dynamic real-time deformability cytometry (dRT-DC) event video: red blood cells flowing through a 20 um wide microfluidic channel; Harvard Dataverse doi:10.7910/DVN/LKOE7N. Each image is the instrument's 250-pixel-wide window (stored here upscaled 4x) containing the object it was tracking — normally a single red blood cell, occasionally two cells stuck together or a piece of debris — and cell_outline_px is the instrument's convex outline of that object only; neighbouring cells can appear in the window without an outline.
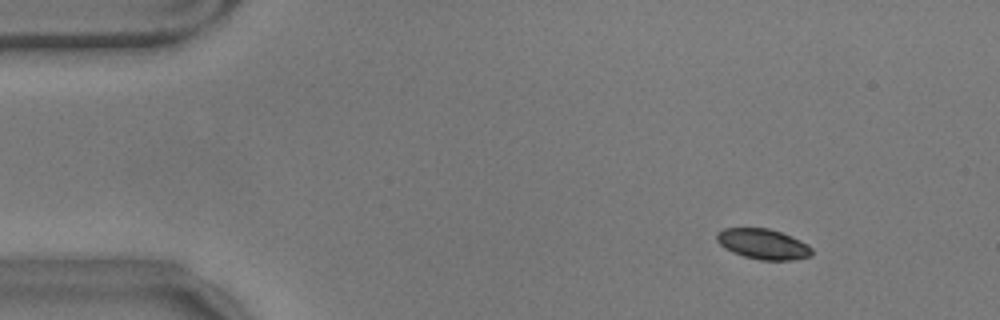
{"species": "common noctule bat (a hibernating species)", "species_latin": "Nyctalus noctula", "temperature_condition": "warm", "stored_images_in_passage": 52, "camera_frame_rate_fps": 3000, "um_per_image_px": 0.085, "animal": {"sex": "male", "body_mass_g": 17.9}, "frame": {"image": 1, "passage_image": 1, "time_ms": 0.0, "image_size_px": [1000, 320], "cell_outline_px": [[812, 256], [792, 260], [760, 260], [744, 256], [732, 252], [724, 248], [716, 240], [716, 232], [724, 228], [768, 228], [792, 236], [808, 244], [812, 248]], "centroid_in_image_um": [64.86, 20.74], "position_along_channel_um": 20.1, "area_um2": 16.94}}
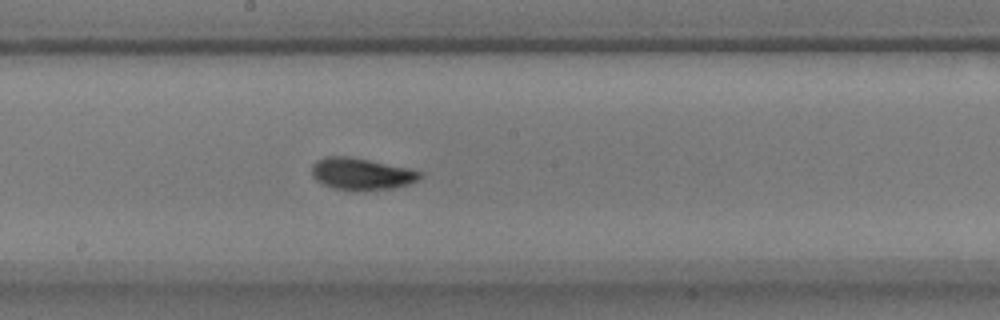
{"frame": {"image": 2, "passage_image": 25, "time_ms": 8.0, "image_size_px": [1000, 320], "cell_outline_px": [[424, 176], [408, 184], [392, 188], [364, 192], [332, 188], [316, 180], [312, 176], [312, 164], [316, 160], [324, 156], [352, 156], [412, 168], [424, 172]], "centroid_in_image_um": [30.75, 14.77], "position_along_channel_um": 217.5, "area_um2": 20.75}}
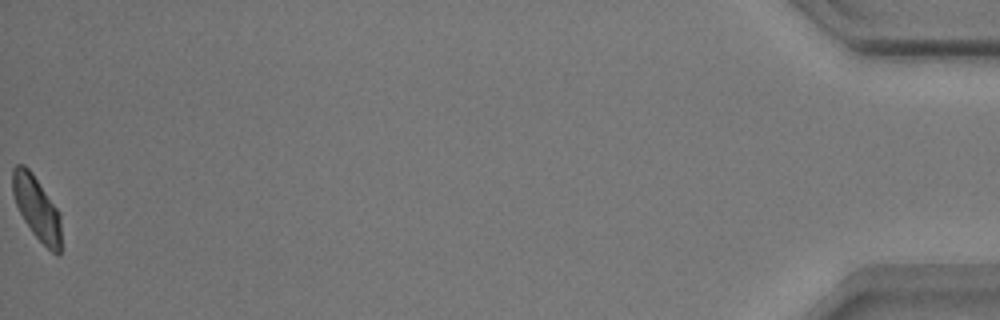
{"frame": {"image": 3, "passage_image": 52, "time_ms": 17.0, "image_size_px": [1000, 320], "cell_outline_px": [[60, 252], [56, 256], [32, 232], [24, 220], [16, 204], [12, 192], [12, 168], [16, 164], [24, 164], [32, 172], [60, 212]], "centroid_in_image_um": [3.11, 17.64], "position_along_channel_um": 432.1, "area_um2": 17.86}, "authors_computed_cell_mechanics": {"area_um2": 18.9006, "velocity_mm_per_s": 3.5089, "shape_relaxation_time_tau1_ms": 2.9237, "shape_relaxation_time_tau2_ms": 3.4096, "deformation_change_tau1": 0.134, "deformation_change_tau2": 0.0974}}